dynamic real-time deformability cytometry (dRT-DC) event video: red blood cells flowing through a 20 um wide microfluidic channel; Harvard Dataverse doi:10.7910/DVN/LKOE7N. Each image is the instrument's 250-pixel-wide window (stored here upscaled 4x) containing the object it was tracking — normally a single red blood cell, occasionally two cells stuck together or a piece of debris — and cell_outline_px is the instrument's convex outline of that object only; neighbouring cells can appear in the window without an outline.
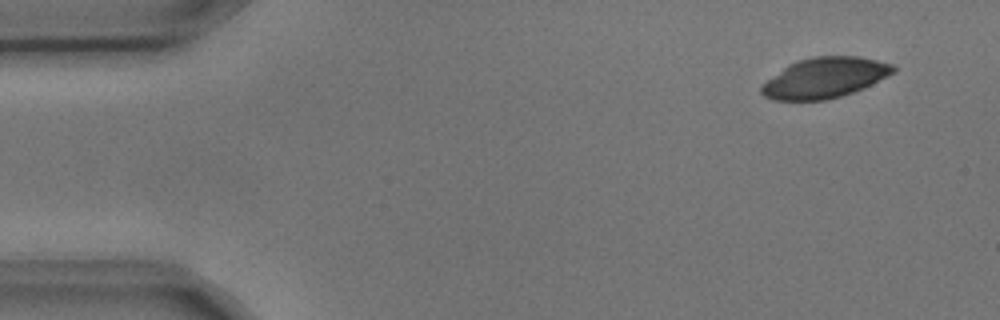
{"species": "common noctule bat (a hibernating species)", "species_latin": "Nyctalus noctula", "temperature_condition": "cold", "stored_images_in_passage": 6, "camera_frame_rate_fps": 3000, "um_per_image_px": 0.085, "animal": {"sex": "male", "body_mass_g": 17.9, "forearm_length_mm": 54.2}, "frame": {"image": 1, "passage_image": 1, "time_ms": 0.0, "image_size_px": [1000, 320], "cell_outline_px": [[896, 72], [872, 84], [852, 92], [840, 96], [824, 100], [772, 100], [764, 96], [760, 92], [760, 88], [768, 80], [788, 64], [800, 60], [816, 56], [860, 56], [896, 64]], "centroid_in_image_um": [70.15, 6.6], "position_along_channel_um": 14.8, "area_um2": 30.92}}
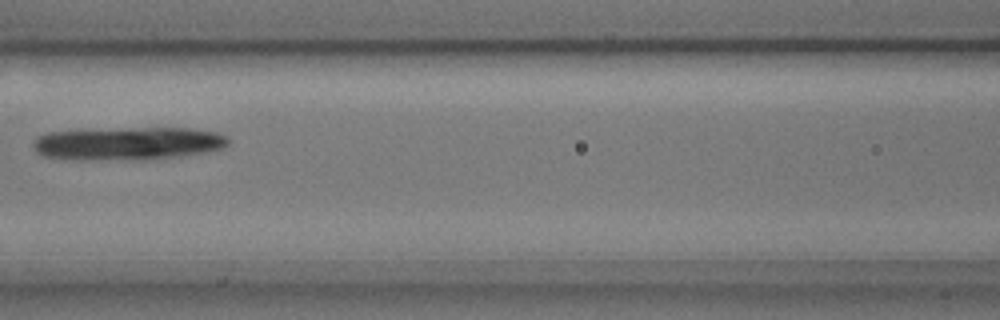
{"frame": {"image": 2, "passage_image": 6, "time_ms": 1.667, "image_size_px": [1000, 320], "cell_outline_px": [[228, 144], [224, 148], [204, 152], [180, 156], [92, 160], [72, 160], [44, 156], [36, 152], [32, 144], [36, 136], [48, 132], [80, 128], [188, 128], [216, 132], [228, 136]], "centroid_in_image_um": [10.77, 12.16], "position_along_channel_um": 155.8, "area_um2": 37.8}}